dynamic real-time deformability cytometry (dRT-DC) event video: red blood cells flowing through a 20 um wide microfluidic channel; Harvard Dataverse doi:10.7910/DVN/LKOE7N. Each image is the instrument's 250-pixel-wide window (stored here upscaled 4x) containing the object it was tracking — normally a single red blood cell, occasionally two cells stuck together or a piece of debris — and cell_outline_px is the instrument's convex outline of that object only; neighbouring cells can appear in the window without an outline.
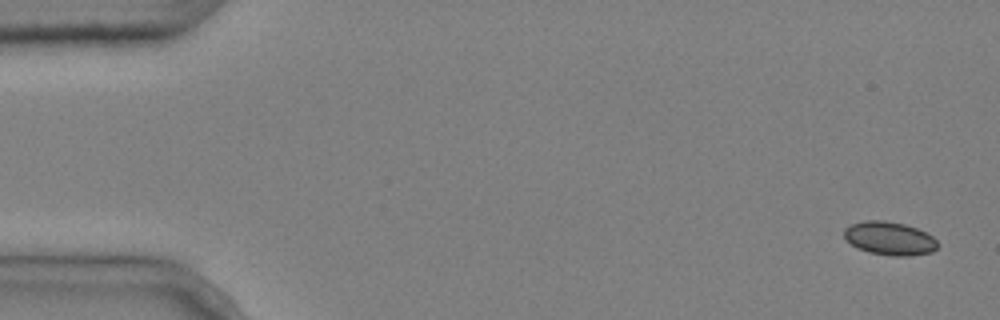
{"species": "common noctule bat (a hibernating species)", "species_latin": "Nyctalus noctula", "temperature_condition": "cold", "stored_images_in_passage": 5, "camera_frame_rate_fps": 3000, "um_per_image_px": 0.085, "animal": {"sex": "male", "body_mass_g": 20.4}, "frame": {"image": 1, "passage_image": 1, "time_ms": 0.0, "image_size_px": [1000, 320], "cell_outline_px": [[940, 244], [932, 252], [908, 256], [892, 256], [868, 252], [856, 248], [844, 236], [844, 228], [852, 224], [864, 220], [884, 220], [904, 224], [916, 228], [932, 236]], "centroid_in_image_um": [75.61, 20.27], "position_along_channel_um": 9.4, "area_um2": 18.21}}
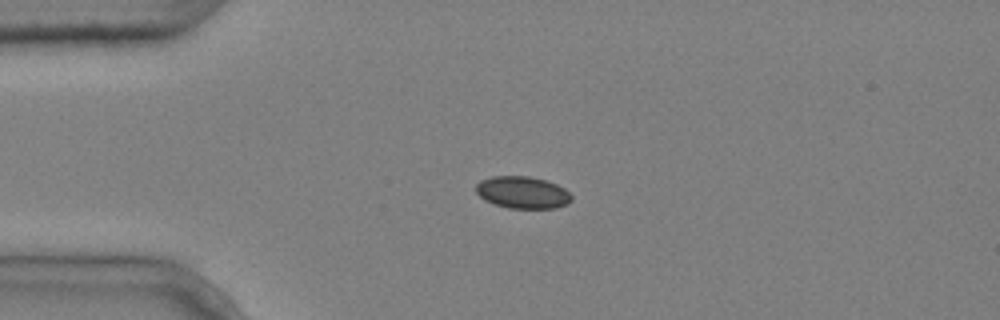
{"frame": {"image": 2, "passage_image": 4, "time_ms": 1.0, "image_size_px": [1000, 320], "cell_outline_px": [[572, 200], [568, 204], [556, 208], [508, 208], [484, 200], [476, 192], [476, 184], [480, 180], [492, 176], [528, 176], [544, 180], [556, 184], [564, 188], [572, 196]], "centroid_in_image_um": [44.42, 16.36], "position_along_channel_um": 40.6, "area_um2": 17.86}}